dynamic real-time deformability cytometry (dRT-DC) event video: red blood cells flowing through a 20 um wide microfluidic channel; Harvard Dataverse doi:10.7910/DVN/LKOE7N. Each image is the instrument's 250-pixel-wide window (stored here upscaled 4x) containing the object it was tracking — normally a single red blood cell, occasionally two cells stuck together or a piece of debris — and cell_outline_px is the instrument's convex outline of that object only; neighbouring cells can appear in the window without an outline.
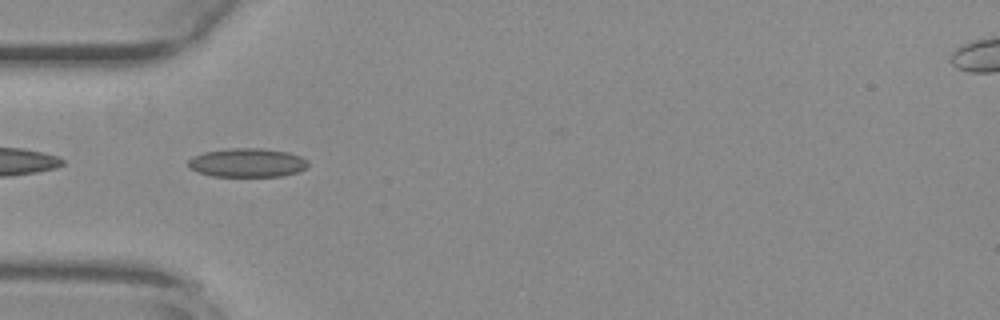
{"species": "common noctule bat (a hibernating species)", "species_latin": "Nyctalus noctula", "temperature_condition": "warm", "stored_images_in_passage": 39, "camera_frame_rate_fps": 3000, "um_per_image_px": 0.085, "animal": {"sex": "female", "body_mass_g": 29.2, "forearm_length_mm": 56.3}, "frame": {"image": 1, "passage_image": 2, "time_ms": 0.333, "image_size_px": [1000, 320], "cell_outline_px": [[308, 164], [304, 168], [296, 172], [284, 176], [212, 176], [188, 168], [188, 160], [192, 156], [204, 152], [232, 148], [260, 148], [288, 152], [300, 156], [308, 160]], "centroid_in_image_um": [21.0, 13.82], "position_along_channel_um": 64.0, "area_um2": 20.06}}
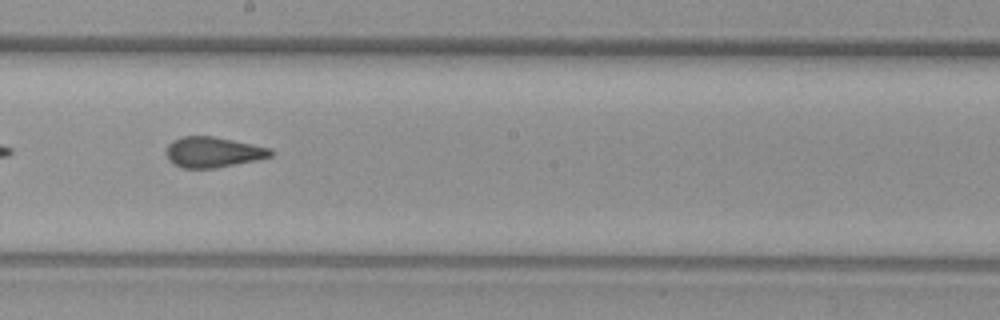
{"frame": {"image": 2, "passage_image": 15, "time_ms": 4.667, "image_size_px": [1000, 320], "cell_outline_px": [[276, 152], [272, 156], [256, 160], [216, 168], [184, 168], [172, 164], [168, 160], [164, 152], [168, 144], [172, 140], [184, 136], [212, 136], [272, 148]], "centroid_in_image_um": [18.09, 12.93], "position_along_channel_um": 230.1, "area_um2": 18.79}}
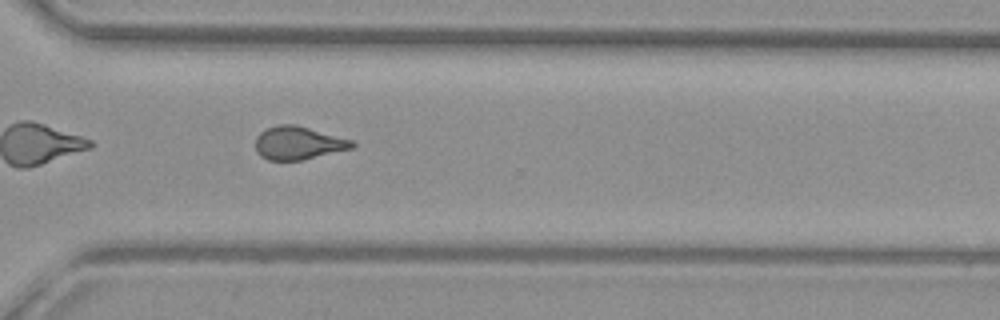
{"frame": {"image": 3, "passage_image": 24, "time_ms": 7.667, "image_size_px": [1000, 320], "cell_outline_px": [[356, 144], [352, 148], [304, 160], [268, 160], [260, 156], [256, 152], [256, 136], [260, 132], [268, 128], [280, 124], [296, 124], [352, 140]], "centroid_in_image_um": [25.34, 12.16], "position_along_channel_um": 345.3, "area_um2": 18.67}, "authors_computed_cell_mechanics": {"area_um2": 18.7272, "velocity_mm_per_s": 3.8464, "shape_relaxation_time_tau1_ms": null, "shape_relaxation_time_tau2_ms": 1.4735, "deformation_change_tau1": null, "deformation_change_tau2": 0.0816}}